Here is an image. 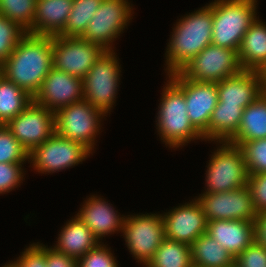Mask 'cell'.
Listing matches in <instances>:
<instances>
[{
	"mask_svg": "<svg viewBox=\"0 0 266 267\" xmlns=\"http://www.w3.org/2000/svg\"><path fill=\"white\" fill-rule=\"evenodd\" d=\"M2 67L7 80L34 98L53 67L52 36L26 33Z\"/></svg>",
	"mask_w": 266,
	"mask_h": 267,
	"instance_id": "obj_1",
	"label": "cell"
},
{
	"mask_svg": "<svg viewBox=\"0 0 266 267\" xmlns=\"http://www.w3.org/2000/svg\"><path fill=\"white\" fill-rule=\"evenodd\" d=\"M212 26L210 5L177 22L165 52L168 75L180 72L205 47L212 44Z\"/></svg>",
	"mask_w": 266,
	"mask_h": 267,
	"instance_id": "obj_2",
	"label": "cell"
},
{
	"mask_svg": "<svg viewBox=\"0 0 266 267\" xmlns=\"http://www.w3.org/2000/svg\"><path fill=\"white\" fill-rule=\"evenodd\" d=\"M161 94L156 126L165 145L179 148L192 139H204L188 117L184 91L170 77Z\"/></svg>",
	"mask_w": 266,
	"mask_h": 267,
	"instance_id": "obj_3",
	"label": "cell"
},
{
	"mask_svg": "<svg viewBox=\"0 0 266 267\" xmlns=\"http://www.w3.org/2000/svg\"><path fill=\"white\" fill-rule=\"evenodd\" d=\"M209 5L213 18L212 44L238 51L257 18V0H215Z\"/></svg>",
	"mask_w": 266,
	"mask_h": 267,
	"instance_id": "obj_4",
	"label": "cell"
},
{
	"mask_svg": "<svg viewBox=\"0 0 266 267\" xmlns=\"http://www.w3.org/2000/svg\"><path fill=\"white\" fill-rule=\"evenodd\" d=\"M222 144L213 152L206 171L207 190L217 193L237 190L248 183V171L244 155L239 146L230 142Z\"/></svg>",
	"mask_w": 266,
	"mask_h": 267,
	"instance_id": "obj_5",
	"label": "cell"
},
{
	"mask_svg": "<svg viewBox=\"0 0 266 267\" xmlns=\"http://www.w3.org/2000/svg\"><path fill=\"white\" fill-rule=\"evenodd\" d=\"M106 113L93 107L88 101L72 103L55 112V133L59 136L80 142L91 152L95 137L100 132V119Z\"/></svg>",
	"mask_w": 266,
	"mask_h": 267,
	"instance_id": "obj_6",
	"label": "cell"
},
{
	"mask_svg": "<svg viewBox=\"0 0 266 267\" xmlns=\"http://www.w3.org/2000/svg\"><path fill=\"white\" fill-rule=\"evenodd\" d=\"M114 50H106L83 78L84 100L106 114L115 104L121 68Z\"/></svg>",
	"mask_w": 266,
	"mask_h": 267,
	"instance_id": "obj_7",
	"label": "cell"
},
{
	"mask_svg": "<svg viewBox=\"0 0 266 267\" xmlns=\"http://www.w3.org/2000/svg\"><path fill=\"white\" fill-rule=\"evenodd\" d=\"M242 71L237 50L210 44L179 73L188 80L217 83Z\"/></svg>",
	"mask_w": 266,
	"mask_h": 267,
	"instance_id": "obj_8",
	"label": "cell"
},
{
	"mask_svg": "<svg viewBox=\"0 0 266 267\" xmlns=\"http://www.w3.org/2000/svg\"><path fill=\"white\" fill-rule=\"evenodd\" d=\"M121 232L128 250L144 266L165 239L162 214L124 216Z\"/></svg>",
	"mask_w": 266,
	"mask_h": 267,
	"instance_id": "obj_9",
	"label": "cell"
},
{
	"mask_svg": "<svg viewBox=\"0 0 266 267\" xmlns=\"http://www.w3.org/2000/svg\"><path fill=\"white\" fill-rule=\"evenodd\" d=\"M105 51L81 37L52 36L53 67L81 79Z\"/></svg>",
	"mask_w": 266,
	"mask_h": 267,
	"instance_id": "obj_10",
	"label": "cell"
},
{
	"mask_svg": "<svg viewBox=\"0 0 266 267\" xmlns=\"http://www.w3.org/2000/svg\"><path fill=\"white\" fill-rule=\"evenodd\" d=\"M90 153L91 151L80 142L54 133L29 153L28 162L31 161L34 169L39 173H54L82 163Z\"/></svg>",
	"mask_w": 266,
	"mask_h": 267,
	"instance_id": "obj_11",
	"label": "cell"
},
{
	"mask_svg": "<svg viewBox=\"0 0 266 267\" xmlns=\"http://www.w3.org/2000/svg\"><path fill=\"white\" fill-rule=\"evenodd\" d=\"M127 1L103 0L81 38L96 43L105 50H113V41L120 36L131 19L133 8Z\"/></svg>",
	"mask_w": 266,
	"mask_h": 267,
	"instance_id": "obj_12",
	"label": "cell"
},
{
	"mask_svg": "<svg viewBox=\"0 0 266 267\" xmlns=\"http://www.w3.org/2000/svg\"><path fill=\"white\" fill-rule=\"evenodd\" d=\"M200 204L207 221L242 220L253 222L257 212L248 186L228 192L200 194Z\"/></svg>",
	"mask_w": 266,
	"mask_h": 267,
	"instance_id": "obj_13",
	"label": "cell"
},
{
	"mask_svg": "<svg viewBox=\"0 0 266 267\" xmlns=\"http://www.w3.org/2000/svg\"><path fill=\"white\" fill-rule=\"evenodd\" d=\"M5 126L30 153L55 133V112L32 100Z\"/></svg>",
	"mask_w": 266,
	"mask_h": 267,
	"instance_id": "obj_14",
	"label": "cell"
},
{
	"mask_svg": "<svg viewBox=\"0 0 266 267\" xmlns=\"http://www.w3.org/2000/svg\"><path fill=\"white\" fill-rule=\"evenodd\" d=\"M183 91L192 125L203 134L219 101L217 83L188 80L179 72L168 75Z\"/></svg>",
	"mask_w": 266,
	"mask_h": 267,
	"instance_id": "obj_15",
	"label": "cell"
},
{
	"mask_svg": "<svg viewBox=\"0 0 266 267\" xmlns=\"http://www.w3.org/2000/svg\"><path fill=\"white\" fill-rule=\"evenodd\" d=\"M83 99V79L54 67L51 68L39 92L33 98L37 104L53 112Z\"/></svg>",
	"mask_w": 266,
	"mask_h": 267,
	"instance_id": "obj_16",
	"label": "cell"
},
{
	"mask_svg": "<svg viewBox=\"0 0 266 267\" xmlns=\"http://www.w3.org/2000/svg\"><path fill=\"white\" fill-rule=\"evenodd\" d=\"M194 200L162 214L165 238L191 245L207 233V219L200 204Z\"/></svg>",
	"mask_w": 266,
	"mask_h": 267,
	"instance_id": "obj_17",
	"label": "cell"
},
{
	"mask_svg": "<svg viewBox=\"0 0 266 267\" xmlns=\"http://www.w3.org/2000/svg\"><path fill=\"white\" fill-rule=\"evenodd\" d=\"M217 105L241 106L244 109L264 92L262 74L243 70L240 74L217 82Z\"/></svg>",
	"mask_w": 266,
	"mask_h": 267,
	"instance_id": "obj_18",
	"label": "cell"
},
{
	"mask_svg": "<svg viewBox=\"0 0 266 267\" xmlns=\"http://www.w3.org/2000/svg\"><path fill=\"white\" fill-rule=\"evenodd\" d=\"M207 234L236 258L254 242V225L242 220L207 221Z\"/></svg>",
	"mask_w": 266,
	"mask_h": 267,
	"instance_id": "obj_19",
	"label": "cell"
},
{
	"mask_svg": "<svg viewBox=\"0 0 266 267\" xmlns=\"http://www.w3.org/2000/svg\"><path fill=\"white\" fill-rule=\"evenodd\" d=\"M119 216L108 202L94 195L85 201L77 213V217L86 224L98 240L115 231H122L124 217Z\"/></svg>",
	"mask_w": 266,
	"mask_h": 267,
	"instance_id": "obj_20",
	"label": "cell"
},
{
	"mask_svg": "<svg viewBox=\"0 0 266 267\" xmlns=\"http://www.w3.org/2000/svg\"><path fill=\"white\" fill-rule=\"evenodd\" d=\"M73 0H36L33 25L26 31L34 35L57 36L68 20Z\"/></svg>",
	"mask_w": 266,
	"mask_h": 267,
	"instance_id": "obj_21",
	"label": "cell"
},
{
	"mask_svg": "<svg viewBox=\"0 0 266 267\" xmlns=\"http://www.w3.org/2000/svg\"><path fill=\"white\" fill-rule=\"evenodd\" d=\"M54 249L76 260L83 257L101 242L77 216L67 222L58 236Z\"/></svg>",
	"mask_w": 266,
	"mask_h": 267,
	"instance_id": "obj_22",
	"label": "cell"
},
{
	"mask_svg": "<svg viewBox=\"0 0 266 267\" xmlns=\"http://www.w3.org/2000/svg\"><path fill=\"white\" fill-rule=\"evenodd\" d=\"M243 70L261 72L266 67V24L256 20L245 33L238 50Z\"/></svg>",
	"mask_w": 266,
	"mask_h": 267,
	"instance_id": "obj_23",
	"label": "cell"
},
{
	"mask_svg": "<svg viewBox=\"0 0 266 267\" xmlns=\"http://www.w3.org/2000/svg\"><path fill=\"white\" fill-rule=\"evenodd\" d=\"M263 138H266V92L244 109L237 133L228 142L240 146Z\"/></svg>",
	"mask_w": 266,
	"mask_h": 267,
	"instance_id": "obj_24",
	"label": "cell"
},
{
	"mask_svg": "<svg viewBox=\"0 0 266 267\" xmlns=\"http://www.w3.org/2000/svg\"><path fill=\"white\" fill-rule=\"evenodd\" d=\"M243 111L241 106L217 105L203 138L217 143L229 141L237 133Z\"/></svg>",
	"mask_w": 266,
	"mask_h": 267,
	"instance_id": "obj_25",
	"label": "cell"
},
{
	"mask_svg": "<svg viewBox=\"0 0 266 267\" xmlns=\"http://www.w3.org/2000/svg\"><path fill=\"white\" fill-rule=\"evenodd\" d=\"M193 267H229L235 258L207 233L190 245Z\"/></svg>",
	"mask_w": 266,
	"mask_h": 267,
	"instance_id": "obj_26",
	"label": "cell"
},
{
	"mask_svg": "<svg viewBox=\"0 0 266 267\" xmlns=\"http://www.w3.org/2000/svg\"><path fill=\"white\" fill-rule=\"evenodd\" d=\"M33 100L26 91L4 76L0 80V125H6Z\"/></svg>",
	"mask_w": 266,
	"mask_h": 267,
	"instance_id": "obj_27",
	"label": "cell"
},
{
	"mask_svg": "<svg viewBox=\"0 0 266 267\" xmlns=\"http://www.w3.org/2000/svg\"><path fill=\"white\" fill-rule=\"evenodd\" d=\"M145 267H193L190 245L165 238Z\"/></svg>",
	"mask_w": 266,
	"mask_h": 267,
	"instance_id": "obj_28",
	"label": "cell"
},
{
	"mask_svg": "<svg viewBox=\"0 0 266 267\" xmlns=\"http://www.w3.org/2000/svg\"><path fill=\"white\" fill-rule=\"evenodd\" d=\"M103 0H73L67 23L59 34L62 37H81Z\"/></svg>",
	"mask_w": 266,
	"mask_h": 267,
	"instance_id": "obj_29",
	"label": "cell"
},
{
	"mask_svg": "<svg viewBox=\"0 0 266 267\" xmlns=\"http://www.w3.org/2000/svg\"><path fill=\"white\" fill-rule=\"evenodd\" d=\"M35 9L36 0H0V14L26 31L33 25Z\"/></svg>",
	"mask_w": 266,
	"mask_h": 267,
	"instance_id": "obj_30",
	"label": "cell"
},
{
	"mask_svg": "<svg viewBox=\"0 0 266 267\" xmlns=\"http://www.w3.org/2000/svg\"><path fill=\"white\" fill-rule=\"evenodd\" d=\"M26 33L18 23L0 14V64L7 60Z\"/></svg>",
	"mask_w": 266,
	"mask_h": 267,
	"instance_id": "obj_31",
	"label": "cell"
},
{
	"mask_svg": "<svg viewBox=\"0 0 266 267\" xmlns=\"http://www.w3.org/2000/svg\"><path fill=\"white\" fill-rule=\"evenodd\" d=\"M26 160H29L28 151L5 125H0V163H24Z\"/></svg>",
	"mask_w": 266,
	"mask_h": 267,
	"instance_id": "obj_32",
	"label": "cell"
},
{
	"mask_svg": "<svg viewBox=\"0 0 266 267\" xmlns=\"http://www.w3.org/2000/svg\"><path fill=\"white\" fill-rule=\"evenodd\" d=\"M248 174L266 173V138L243 142L240 146Z\"/></svg>",
	"mask_w": 266,
	"mask_h": 267,
	"instance_id": "obj_33",
	"label": "cell"
},
{
	"mask_svg": "<svg viewBox=\"0 0 266 267\" xmlns=\"http://www.w3.org/2000/svg\"><path fill=\"white\" fill-rule=\"evenodd\" d=\"M77 267H118V264L111 251L99 244L77 260Z\"/></svg>",
	"mask_w": 266,
	"mask_h": 267,
	"instance_id": "obj_34",
	"label": "cell"
},
{
	"mask_svg": "<svg viewBox=\"0 0 266 267\" xmlns=\"http://www.w3.org/2000/svg\"><path fill=\"white\" fill-rule=\"evenodd\" d=\"M24 163H0V194L10 192L23 181Z\"/></svg>",
	"mask_w": 266,
	"mask_h": 267,
	"instance_id": "obj_35",
	"label": "cell"
},
{
	"mask_svg": "<svg viewBox=\"0 0 266 267\" xmlns=\"http://www.w3.org/2000/svg\"><path fill=\"white\" fill-rule=\"evenodd\" d=\"M247 186L256 212L266 211V173L249 174Z\"/></svg>",
	"mask_w": 266,
	"mask_h": 267,
	"instance_id": "obj_36",
	"label": "cell"
},
{
	"mask_svg": "<svg viewBox=\"0 0 266 267\" xmlns=\"http://www.w3.org/2000/svg\"><path fill=\"white\" fill-rule=\"evenodd\" d=\"M235 264L238 267H266V248L254 241L235 258Z\"/></svg>",
	"mask_w": 266,
	"mask_h": 267,
	"instance_id": "obj_37",
	"label": "cell"
},
{
	"mask_svg": "<svg viewBox=\"0 0 266 267\" xmlns=\"http://www.w3.org/2000/svg\"><path fill=\"white\" fill-rule=\"evenodd\" d=\"M15 262L19 267H47L46 246L39 243L31 244Z\"/></svg>",
	"mask_w": 266,
	"mask_h": 267,
	"instance_id": "obj_38",
	"label": "cell"
},
{
	"mask_svg": "<svg viewBox=\"0 0 266 267\" xmlns=\"http://www.w3.org/2000/svg\"><path fill=\"white\" fill-rule=\"evenodd\" d=\"M47 267H77V260L56 251L53 247H46Z\"/></svg>",
	"mask_w": 266,
	"mask_h": 267,
	"instance_id": "obj_39",
	"label": "cell"
},
{
	"mask_svg": "<svg viewBox=\"0 0 266 267\" xmlns=\"http://www.w3.org/2000/svg\"><path fill=\"white\" fill-rule=\"evenodd\" d=\"M253 225L254 241L266 248V211L257 214Z\"/></svg>",
	"mask_w": 266,
	"mask_h": 267,
	"instance_id": "obj_40",
	"label": "cell"
},
{
	"mask_svg": "<svg viewBox=\"0 0 266 267\" xmlns=\"http://www.w3.org/2000/svg\"><path fill=\"white\" fill-rule=\"evenodd\" d=\"M262 80H263V89L266 92V67L261 71Z\"/></svg>",
	"mask_w": 266,
	"mask_h": 267,
	"instance_id": "obj_41",
	"label": "cell"
},
{
	"mask_svg": "<svg viewBox=\"0 0 266 267\" xmlns=\"http://www.w3.org/2000/svg\"><path fill=\"white\" fill-rule=\"evenodd\" d=\"M3 267H19L17 264H16V262L14 261H12V262H10L9 264H5Z\"/></svg>",
	"mask_w": 266,
	"mask_h": 267,
	"instance_id": "obj_42",
	"label": "cell"
},
{
	"mask_svg": "<svg viewBox=\"0 0 266 267\" xmlns=\"http://www.w3.org/2000/svg\"><path fill=\"white\" fill-rule=\"evenodd\" d=\"M3 77V67H2V64H0V80L2 79Z\"/></svg>",
	"mask_w": 266,
	"mask_h": 267,
	"instance_id": "obj_43",
	"label": "cell"
},
{
	"mask_svg": "<svg viewBox=\"0 0 266 267\" xmlns=\"http://www.w3.org/2000/svg\"><path fill=\"white\" fill-rule=\"evenodd\" d=\"M229 267H238V266L234 263L233 265H231Z\"/></svg>",
	"mask_w": 266,
	"mask_h": 267,
	"instance_id": "obj_44",
	"label": "cell"
}]
</instances>
